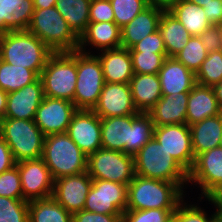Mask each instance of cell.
<instances>
[{
	"mask_svg": "<svg viewBox=\"0 0 222 222\" xmlns=\"http://www.w3.org/2000/svg\"><path fill=\"white\" fill-rule=\"evenodd\" d=\"M53 52L28 30L0 34V59L11 65L25 67L39 76Z\"/></svg>",
	"mask_w": 222,
	"mask_h": 222,
	"instance_id": "1",
	"label": "cell"
},
{
	"mask_svg": "<svg viewBox=\"0 0 222 222\" xmlns=\"http://www.w3.org/2000/svg\"><path fill=\"white\" fill-rule=\"evenodd\" d=\"M183 193L175 183L135 175L127 187L126 210L176 209Z\"/></svg>",
	"mask_w": 222,
	"mask_h": 222,
	"instance_id": "2",
	"label": "cell"
},
{
	"mask_svg": "<svg viewBox=\"0 0 222 222\" xmlns=\"http://www.w3.org/2000/svg\"><path fill=\"white\" fill-rule=\"evenodd\" d=\"M134 165L135 175L175 183L183 192L188 184V173L154 137L134 155Z\"/></svg>",
	"mask_w": 222,
	"mask_h": 222,
	"instance_id": "3",
	"label": "cell"
},
{
	"mask_svg": "<svg viewBox=\"0 0 222 222\" xmlns=\"http://www.w3.org/2000/svg\"><path fill=\"white\" fill-rule=\"evenodd\" d=\"M41 159L54 180L87 171L88 157L66 132L44 138Z\"/></svg>",
	"mask_w": 222,
	"mask_h": 222,
	"instance_id": "4",
	"label": "cell"
},
{
	"mask_svg": "<svg viewBox=\"0 0 222 222\" xmlns=\"http://www.w3.org/2000/svg\"><path fill=\"white\" fill-rule=\"evenodd\" d=\"M27 30L37 36L53 53L73 52L78 49L79 38L55 6L34 9Z\"/></svg>",
	"mask_w": 222,
	"mask_h": 222,
	"instance_id": "5",
	"label": "cell"
},
{
	"mask_svg": "<svg viewBox=\"0 0 222 222\" xmlns=\"http://www.w3.org/2000/svg\"><path fill=\"white\" fill-rule=\"evenodd\" d=\"M40 79L44 96L72 102L77 82V50L53 53L48 58Z\"/></svg>",
	"mask_w": 222,
	"mask_h": 222,
	"instance_id": "6",
	"label": "cell"
},
{
	"mask_svg": "<svg viewBox=\"0 0 222 222\" xmlns=\"http://www.w3.org/2000/svg\"><path fill=\"white\" fill-rule=\"evenodd\" d=\"M0 136L16 162L42 157L45 136L34 120L4 118L0 124Z\"/></svg>",
	"mask_w": 222,
	"mask_h": 222,
	"instance_id": "7",
	"label": "cell"
},
{
	"mask_svg": "<svg viewBox=\"0 0 222 222\" xmlns=\"http://www.w3.org/2000/svg\"><path fill=\"white\" fill-rule=\"evenodd\" d=\"M105 80L99 58L77 50V82L73 104L77 110H93Z\"/></svg>",
	"mask_w": 222,
	"mask_h": 222,
	"instance_id": "8",
	"label": "cell"
},
{
	"mask_svg": "<svg viewBox=\"0 0 222 222\" xmlns=\"http://www.w3.org/2000/svg\"><path fill=\"white\" fill-rule=\"evenodd\" d=\"M87 172L92 179L129 185L135 176L134 156L100 148L88 156Z\"/></svg>",
	"mask_w": 222,
	"mask_h": 222,
	"instance_id": "9",
	"label": "cell"
},
{
	"mask_svg": "<svg viewBox=\"0 0 222 222\" xmlns=\"http://www.w3.org/2000/svg\"><path fill=\"white\" fill-rule=\"evenodd\" d=\"M128 185L93 179L84 210L100 214H123L127 207Z\"/></svg>",
	"mask_w": 222,
	"mask_h": 222,
	"instance_id": "10",
	"label": "cell"
},
{
	"mask_svg": "<svg viewBox=\"0 0 222 222\" xmlns=\"http://www.w3.org/2000/svg\"><path fill=\"white\" fill-rule=\"evenodd\" d=\"M153 137L187 173L192 169L195 156L187 124L154 126Z\"/></svg>",
	"mask_w": 222,
	"mask_h": 222,
	"instance_id": "11",
	"label": "cell"
},
{
	"mask_svg": "<svg viewBox=\"0 0 222 222\" xmlns=\"http://www.w3.org/2000/svg\"><path fill=\"white\" fill-rule=\"evenodd\" d=\"M21 179L23 199L32 201L53 195L54 179L45 162L40 159L16 162Z\"/></svg>",
	"mask_w": 222,
	"mask_h": 222,
	"instance_id": "12",
	"label": "cell"
},
{
	"mask_svg": "<svg viewBox=\"0 0 222 222\" xmlns=\"http://www.w3.org/2000/svg\"><path fill=\"white\" fill-rule=\"evenodd\" d=\"M66 133L87 157L102 148L101 118L93 110H77Z\"/></svg>",
	"mask_w": 222,
	"mask_h": 222,
	"instance_id": "13",
	"label": "cell"
},
{
	"mask_svg": "<svg viewBox=\"0 0 222 222\" xmlns=\"http://www.w3.org/2000/svg\"><path fill=\"white\" fill-rule=\"evenodd\" d=\"M77 111L73 102L44 96L36 110L34 122L44 136L64 133Z\"/></svg>",
	"mask_w": 222,
	"mask_h": 222,
	"instance_id": "14",
	"label": "cell"
},
{
	"mask_svg": "<svg viewBox=\"0 0 222 222\" xmlns=\"http://www.w3.org/2000/svg\"><path fill=\"white\" fill-rule=\"evenodd\" d=\"M222 182V147L207 150L195 157L192 169L188 172V183L201 187V197H206Z\"/></svg>",
	"mask_w": 222,
	"mask_h": 222,
	"instance_id": "15",
	"label": "cell"
},
{
	"mask_svg": "<svg viewBox=\"0 0 222 222\" xmlns=\"http://www.w3.org/2000/svg\"><path fill=\"white\" fill-rule=\"evenodd\" d=\"M92 181L87 171L56 179L52 197L73 215L84 209Z\"/></svg>",
	"mask_w": 222,
	"mask_h": 222,
	"instance_id": "16",
	"label": "cell"
},
{
	"mask_svg": "<svg viewBox=\"0 0 222 222\" xmlns=\"http://www.w3.org/2000/svg\"><path fill=\"white\" fill-rule=\"evenodd\" d=\"M93 111L100 118L127 116L139 113L133 103L129 84L107 83L100 93Z\"/></svg>",
	"mask_w": 222,
	"mask_h": 222,
	"instance_id": "17",
	"label": "cell"
},
{
	"mask_svg": "<svg viewBox=\"0 0 222 222\" xmlns=\"http://www.w3.org/2000/svg\"><path fill=\"white\" fill-rule=\"evenodd\" d=\"M43 98V84L39 77L20 90L8 93L5 118L34 120Z\"/></svg>",
	"mask_w": 222,
	"mask_h": 222,
	"instance_id": "18",
	"label": "cell"
},
{
	"mask_svg": "<svg viewBox=\"0 0 222 222\" xmlns=\"http://www.w3.org/2000/svg\"><path fill=\"white\" fill-rule=\"evenodd\" d=\"M132 115L101 118L103 149L131 155Z\"/></svg>",
	"mask_w": 222,
	"mask_h": 222,
	"instance_id": "19",
	"label": "cell"
},
{
	"mask_svg": "<svg viewBox=\"0 0 222 222\" xmlns=\"http://www.w3.org/2000/svg\"><path fill=\"white\" fill-rule=\"evenodd\" d=\"M164 10L163 7L150 4L129 24L121 28V47L130 49L143 38L157 31Z\"/></svg>",
	"mask_w": 222,
	"mask_h": 222,
	"instance_id": "20",
	"label": "cell"
},
{
	"mask_svg": "<svg viewBox=\"0 0 222 222\" xmlns=\"http://www.w3.org/2000/svg\"><path fill=\"white\" fill-rule=\"evenodd\" d=\"M158 77L162 95L190 92L196 84L195 73L180 63L175 57H166Z\"/></svg>",
	"mask_w": 222,
	"mask_h": 222,
	"instance_id": "21",
	"label": "cell"
},
{
	"mask_svg": "<svg viewBox=\"0 0 222 222\" xmlns=\"http://www.w3.org/2000/svg\"><path fill=\"white\" fill-rule=\"evenodd\" d=\"M99 53L96 56L100 60L105 82L129 84L134 75L129 49L119 47Z\"/></svg>",
	"mask_w": 222,
	"mask_h": 222,
	"instance_id": "22",
	"label": "cell"
},
{
	"mask_svg": "<svg viewBox=\"0 0 222 222\" xmlns=\"http://www.w3.org/2000/svg\"><path fill=\"white\" fill-rule=\"evenodd\" d=\"M188 97L189 92L162 95L148 112L154 126L186 124Z\"/></svg>",
	"mask_w": 222,
	"mask_h": 222,
	"instance_id": "23",
	"label": "cell"
},
{
	"mask_svg": "<svg viewBox=\"0 0 222 222\" xmlns=\"http://www.w3.org/2000/svg\"><path fill=\"white\" fill-rule=\"evenodd\" d=\"M97 48L98 51L121 47V28L112 22L89 23L86 31L79 38V51L91 53L86 46ZM88 51V52H87Z\"/></svg>",
	"mask_w": 222,
	"mask_h": 222,
	"instance_id": "24",
	"label": "cell"
},
{
	"mask_svg": "<svg viewBox=\"0 0 222 222\" xmlns=\"http://www.w3.org/2000/svg\"><path fill=\"white\" fill-rule=\"evenodd\" d=\"M221 113L213 88L196 83L189 92L186 124L190 126Z\"/></svg>",
	"mask_w": 222,
	"mask_h": 222,
	"instance_id": "25",
	"label": "cell"
},
{
	"mask_svg": "<svg viewBox=\"0 0 222 222\" xmlns=\"http://www.w3.org/2000/svg\"><path fill=\"white\" fill-rule=\"evenodd\" d=\"M129 86L133 103L138 112L148 113L162 97L158 74L134 73Z\"/></svg>",
	"mask_w": 222,
	"mask_h": 222,
	"instance_id": "26",
	"label": "cell"
},
{
	"mask_svg": "<svg viewBox=\"0 0 222 222\" xmlns=\"http://www.w3.org/2000/svg\"><path fill=\"white\" fill-rule=\"evenodd\" d=\"M33 12V0H0V34L27 30Z\"/></svg>",
	"mask_w": 222,
	"mask_h": 222,
	"instance_id": "27",
	"label": "cell"
},
{
	"mask_svg": "<svg viewBox=\"0 0 222 222\" xmlns=\"http://www.w3.org/2000/svg\"><path fill=\"white\" fill-rule=\"evenodd\" d=\"M193 153L197 155L220 146L222 137V113L207 117L189 126Z\"/></svg>",
	"mask_w": 222,
	"mask_h": 222,
	"instance_id": "28",
	"label": "cell"
},
{
	"mask_svg": "<svg viewBox=\"0 0 222 222\" xmlns=\"http://www.w3.org/2000/svg\"><path fill=\"white\" fill-rule=\"evenodd\" d=\"M167 10L184 26L191 36H200L212 26L203 7L187 0H179Z\"/></svg>",
	"mask_w": 222,
	"mask_h": 222,
	"instance_id": "29",
	"label": "cell"
},
{
	"mask_svg": "<svg viewBox=\"0 0 222 222\" xmlns=\"http://www.w3.org/2000/svg\"><path fill=\"white\" fill-rule=\"evenodd\" d=\"M159 31L164 41L167 57H174L192 37L167 9L161 15Z\"/></svg>",
	"mask_w": 222,
	"mask_h": 222,
	"instance_id": "30",
	"label": "cell"
},
{
	"mask_svg": "<svg viewBox=\"0 0 222 222\" xmlns=\"http://www.w3.org/2000/svg\"><path fill=\"white\" fill-rule=\"evenodd\" d=\"M90 3L91 0H56V9L78 38L90 23Z\"/></svg>",
	"mask_w": 222,
	"mask_h": 222,
	"instance_id": "31",
	"label": "cell"
},
{
	"mask_svg": "<svg viewBox=\"0 0 222 222\" xmlns=\"http://www.w3.org/2000/svg\"><path fill=\"white\" fill-rule=\"evenodd\" d=\"M29 222H72V214L51 196L29 202Z\"/></svg>",
	"mask_w": 222,
	"mask_h": 222,
	"instance_id": "32",
	"label": "cell"
},
{
	"mask_svg": "<svg viewBox=\"0 0 222 222\" xmlns=\"http://www.w3.org/2000/svg\"><path fill=\"white\" fill-rule=\"evenodd\" d=\"M40 76L33 70L11 65L0 59V89L11 93L36 81Z\"/></svg>",
	"mask_w": 222,
	"mask_h": 222,
	"instance_id": "33",
	"label": "cell"
},
{
	"mask_svg": "<svg viewBox=\"0 0 222 222\" xmlns=\"http://www.w3.org/2000/svg\"><path fill=\"white\" fill-rule=\"evenodd\" d=\"M196 83L213 87L222 81V50L208 53L195 73Z\"/></svg>",
	"mask_w": 222,
	"mask_h": 222,
	"instance_id": "34",
	"label": "cell"
},
{
	"mask_svg": "<svg viewBox=\"0 0 222 222\" xmlns=\"http://www.w3.org/2000/svg\"><path fill=\"white\" fill-rule=\"evenodd\" d=\"M154 123L148 113L132 115L131 155H135L153 137Z\"/></svg>",
	"mask_w": 222,
	"mask_h": 222,
	"instance_id": "35",
	"label": "cell"
},
{
	"mask_svg": "<svg viewBox=\"0 0 222 222\" xmlns=\"http://www.w3.org/2000/svg\"><path fill=\"white\" fill-rule=\"evenodd\" d=\"M208 53L200 37L192 36L186 46L174 57L189 70L196 73Z\"/></svg>",
	"mask_w": 222,
	"mask_h": 222,
	"instance_id": "36",
	"label": "cell"
},
{
	"mask_svg": "<svg viewBox=\"0 0 222 222\" xmlns=\"http://www.w3.org/2000/svg\"><path fill=\"white\" fill-rule=\"evenodd\" d=\"M115 24L120 28L129 24L140 12L150 5L149 0H110Z\"/></svg>",
	"mask_w": 222,
	"mask_h": 222,
	"instance_id": "37",
	"label": "cell"
},
{
	"mask_svg": "<svg viewBox=\"0 0 222 222\" xmlns=\"http://www.w3.org/2000/svg\"><path fill=\"white\" fill-rule=\"evenodd\" d=\"M0 222H29V202L0 196Z\"/></svg>",
	"mask_w": 222,
	"mask_h": 222,
	"instance_id": "38",
	"label": "cell"
},
{
	"mask_svg": "<svg viewBox=\"0 0 222 222\" xmlns=\"http://www.w3.org/2000/svg\"><path fill=\"white\" fill-rule=\"evenodd\" d=\"M133 72L137 74H158L166 53L130 52Z\"/></svg>",
	"mask_w": 222,
	"mask_h": 222,
	"instance_id": "39",
	"label": "cell"
},
{
	"mask_svg": "<svg viewBox=\"0 0 222 222\" xmlns=\"http://www.w3.org/2000/svg\"><path fill=\"white\" fill-rule=\"evenodd\" d=\"M198 207L196 204H187L182 200L176 207L172 214L174 222H213L218 215V212H214L209 217L206 212Z\"/></svg>",
	"mask_w": 222,
	"mask_h": 222,
	"instance_id": "40",
	"label": "cell"
},
{
	"mask_svg": "<svg viewBox=\"0 0 222 222\" xmlns=\"http://www.w3.org/2000/svg\"><path fill=\"white\" fill-rule=\"evenodd\" d=\"M175 209L126 210L122 222H168Z\"/></svg>",
	"mask_w": 222,
	"mask_h": 222,
	"instance_id": "41",
	"label": "cell"
},
{
	"mask_svg": "<svg viewBox=\"0 0 222 222\" xmlns=\"http://www.w3.org/2000/svg\"><path fill=\"white\" fill-rule=\"evenodd\" d=\"M0 196L23 199L20 174L16 165L0 174Z\"/></svg>",
	"mask_w": 222,
	"mask_h": 222,
	"instance_id": "42",
	"label": "cell"
},
{
	"mask_svg": "<svg viewBox=\"0 0 222 222\" xmlns=\"http://www.w3.org/2000/svg\"><path fill=\"white\" fill-rule=\"evenodd\" d=\"M89 21L90 23H95V22L115 23V17L110 0H91Z\"/></svg>",
	"mask_w": 222,
	"mask_h": 222,
	"instance_id": "43",
	"label": "cell"
},
{
	"mask_svg": "<svg viewBox=\"0 0 222 222\" xmlns=\"http://www.w3.org/2000/svg\"><path fill=\"white\" fill-rule=\"evenodd\" d=\"M129 52L166 53L164 41L159 29L133 45Z\"/></svg>",
	"mask_w": 222,
	"mask_h": 222,
	"instance_id": "44",
	"label": "cell"
},
{
	"mask_svg": "<svg viewBox=\"0 0 222 222\" xmlns=\"http://www.w3.org/2000/svg\"><path fill=\"white\" fill-rule=\"evenodd\" d=\"M123 214H100L81 210L72 215V222H122Z\"/></svg>",
	"mask_w": 222,
	"mask_h": 222,
	"instance_id": "45",
	"label": "cell"
},
{
	"mask_svg": "<svg viewBox=\"0 0 222 222\" xmlns=\"http://www.w3.org/2000/svg\"><path fill=\"white\" fill-rule=\"evenodd\" d=\"M199 37L208 52L222 50V39L219 26L212 25Z\"/></svg>",
	"mask_w": 222,
	"mask_h": 222,
	"instance_id": "46",
	"label": "cell"
},
{
	"mask_svg": "<svg viewBox=\"0 0 222 222\" xmlns=\"http://www.w3.org/2000/svg\"><path fill=\"white\" fill-rule=\"evenodd\" d=\"M203 10L211 25L218 26L222 23V0H211L203 6Z\"/></svg>",
	"mask_w": 222,
	"mask_h": 222,
	"instance_id": "47",
	"label": "cell"
},
{
	"mask_svg": "<svg viewBox=\"0 0 222 222\" xmlns=\"http://www.w3.org/2000/svg\"><path fill=\"white\" fill-rule=\"evenodd\" d=\"M16 165L11 149L0 136V174L10 170Z\"/></svg>",
	"mask_w": 222,
	"mask_h": 222,
	"instance_id": "48",
	"label": "cell"
},
{
	"mask_svg": "<svg viewBox=\"0 0 222 222\" xmlns=\"http://www.w3.org/2000/svg\"><path fill=\"white\" fill-rule=\"evenodd\" d=\"M205 199L214 204L216 211L219 213L222 210V182L216 186Z\"/></svg>",
	"mask_w": 222,
	"mask_h": 222,
	"instance_id": "49",
	"label": "cell"
},
{
	"mask_svg": "<svg viewBox=\"0 0 222 222\" xmlns=\"http://www.w3.org/2000/svg\"><path fill=\"white\" fill-rule=\"evenodd\" d=\"M8 93L0 89V124L5 118V112L7 107Z\"/></svg>",
	"mask_w": 222,
	"mask_h": 222,
	"instance_id": "50",
	"label": "cell"
},
{
	"mask_svg": "<svg viewBox=\"0 0 222 222\" xmlns=\"http://www.w3.org/2000/svg\"><path fill=\"white\" fill-rule=\"evenodd\" d=\"M34 9H47L56 5V0H33Z\"/></svg>",
	"mask_w": 222,
	"mask_h": 222,
	"instance_id": "51",
	"label": "cell"
},
{
	"mask_svg": "<svg viewBox=\"0 0 222 222\" xmlns=\"http://www.w3.org/2000/svg\"><path fill=\"white\" fill-rule=\"evenodd\" d=\"M179 0H149L150 4L163 7L168 9L172 4L176 3Z\"/></svg>",
	"mask_w": 222,
	"mask_h": 222,
	"instance_id": "52",
	"label": "cell"
},
{
	"mask_svg": "<svg viewBox=\"0 0 222 222\" xmlns=\"http://www.w3.org/2000/svg\"><path fill=\"white\" fill-rule=\"evenodd\" d=\"M215 97L217 98L218 105L222 111V81L213 87Z\"/></svg>",
	"mask_w": 222,
	"mask_h": 222,
	"instance_id": "53",
	"label": "cell"
},
{
	"mask_svg": "<svg viewBox=\"0 0 222 222\" xmlns=\"http://www.w3.org/2000/svg\"><path fill=\"white\" fill-rule=\"evenodd\" d=\"M189 2L195 3L200 7H203L205 4L209 3L211 0H187Z\"/></svg>",
	"mask_w": 222,
	"mask_h": 222,
	"instance_id": "54",
	"label": "cell"
},
{
	"mask_svg": "<svg viewBox=\"0 0 222 222\" xmlns=\"http://www.w3.org/2000/svg\"><path fill=\"white\" fill-rule=\"evenodd\" d=\"M213 222H222V217L218 214L217 218Z\"/></svg>",
	"mask_w": 222,
	"mask_h": 222,
	"instance_id": "55",
	"label": "cell"
},
{
	"mask_svg": "<svg viewBox=\"0 0 222 222\" xmlns=\"http://www.w3.org/2000/svg\"><path fill=\"white\" fill-rule=\"evenodd\" d=\"M220 28V32H221V39H222V23L220 25H218Z\"/></svg>",
	"mask_w": 222,
	"mask_h": 222,
	"instance_id": "56",
	"label": "cell"
},
{
	"mask_svg": "<svg viewBox=\"0 0 222 222\" xmlns=\"http://www.w3.org/2000/svg\"><path fill=\"white\" fill-rule=\"evenodd\" d=\"M218 214L222 217V210Z\"/></svg>",
	"mask_w": 222,
	"mask_h": 222,
	"instance_id": "57",
	"label": "cell"
},
{
	"mask_svg": "<svg viewBox=\"0 0 222 222\" xmlns=\"http://www.w3.org/2000/svg\"><path fill=\"white\" fill-rule=\"evenodd\" d=\"M168 222H174L173 218H171Z\"/></svg>",
	"mask_w": 222,
	"mask_h": 222,
	"instance_id": "58",
	"label": "cell"
}]
</instances>
